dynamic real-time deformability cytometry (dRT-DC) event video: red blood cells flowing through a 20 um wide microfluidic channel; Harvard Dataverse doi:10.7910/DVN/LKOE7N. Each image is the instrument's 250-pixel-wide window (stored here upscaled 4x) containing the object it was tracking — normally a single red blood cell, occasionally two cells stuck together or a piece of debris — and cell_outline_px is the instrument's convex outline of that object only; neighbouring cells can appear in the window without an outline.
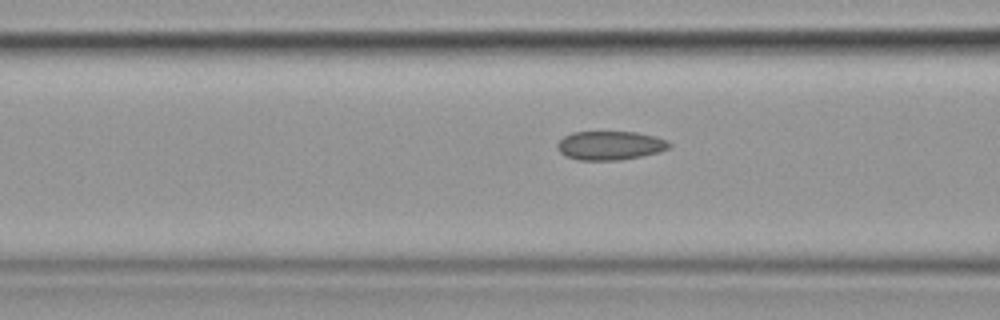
{"species": "common noctule bat (a hibernating species)", "species_latin": "Nyctalus noctula", "temperature_condition": "cold", "stored_images_in_passage": 41, "camera_frame_rate_fps": 3000, "um_per_image_px": 0.085, "animal": {"sex": "female", "body_mass_g": 19.9}, "frame": {"image": 1, "passage_image": 19, "time_ms": 6.0, "image_size_px": [1000, 320], "cell_outline_px": [[672, 148], [660, 152], [620, 160], [580, 160], [564, 156], [556, 148], [556, 144], [564, 136], [572, 132], [636, 132], [656, 136], [668, 140], [672, 144]], "centroid_in_image_um": [51.88, 12.36], "position_along_channel_um": 114.7, "area_um2": 19.07}}
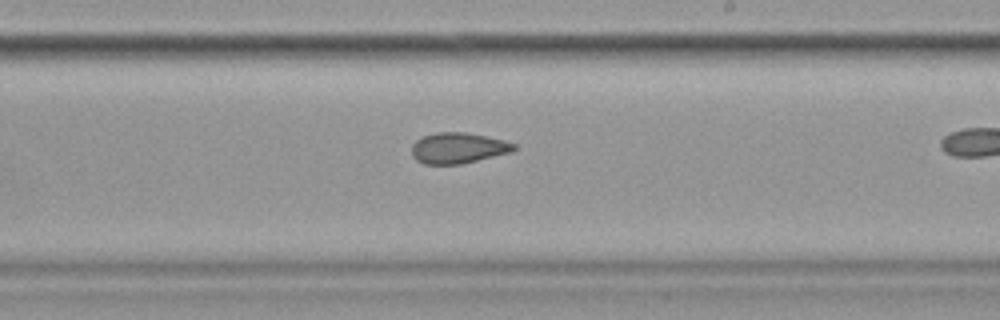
{"frame": {"image": 2, "passage_image": 30, "time_ms": 9.667, "image_size_px": [1000, 320], "cell_outline_px": [[516, 148], [512, 152], [460, 164], [424, 164], [416, 160], [412, 156], [412, 144], [416, 140], [424, 136], [436, 132], [464, 132], [504, 140], [516, 144]], "centroid_in_image_um": [38.93, 12.58], "position_along_channel_um": 250.1, "area_um2": 18.26}}
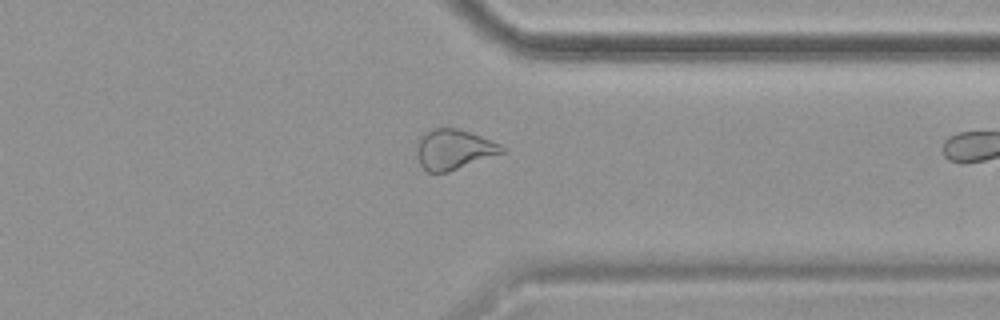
{"frame": {"image": 3, "passage_image": 40, "time_ms": 13.0, "image_size_px": [1000, 320], "cell_outline_px": [[504, 152], [448, 172], [428, 172], [420, 164], [416, 156], [416, 140], [424, 132], [432, 128], [456, 128], [480, 136], [500, 144], [504, 148]], "centroid_in_image_um": [38.5, 12.69], "position_along_channel_um": 372.9, "area_um2": 19.83}}